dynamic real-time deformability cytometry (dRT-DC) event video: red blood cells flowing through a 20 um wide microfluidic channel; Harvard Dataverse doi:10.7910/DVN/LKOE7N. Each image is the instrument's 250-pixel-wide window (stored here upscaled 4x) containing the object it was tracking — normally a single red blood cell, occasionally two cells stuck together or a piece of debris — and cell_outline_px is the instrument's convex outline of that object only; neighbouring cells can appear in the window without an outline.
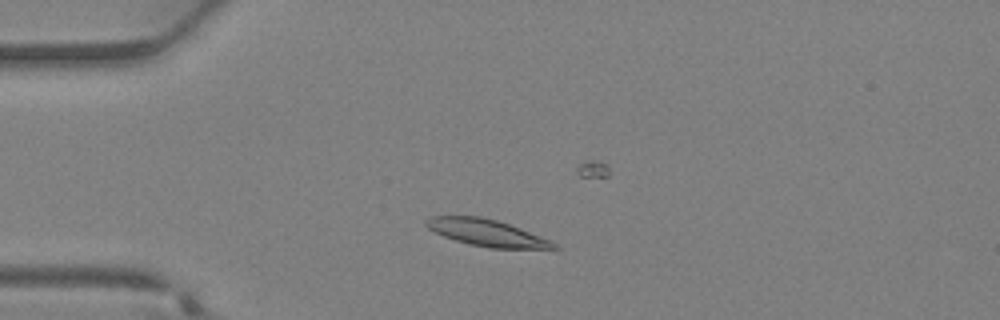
{"species": "Egyptian fruit bat (a non-hibernating species)", "species_latin": "Rousettus aegyptiacus", "temperature_condition": "warm", "stored_images_in_passage": 30, "camera_frame_rate_fps": 3000, "um_per_image_px": 0.085, "animal": {"sex": "female"}, "frame": {"image": 1, "passage_image": 1, "time_ms": 0.0, "image_size_px": [1000, 320], "cell_outline_px": [[560, 248], [488, 248], [468, 244], [444, 236], [428, 228], [424, 224], [424, 220], [432, 216], [480, 216], [496, 220], [520, 228], [548, 240], [556, 244]], "centroid_in_image_um": [41.3, 19.78], "position_along_channel_um": 43.7, "area_um2": 19.54}}
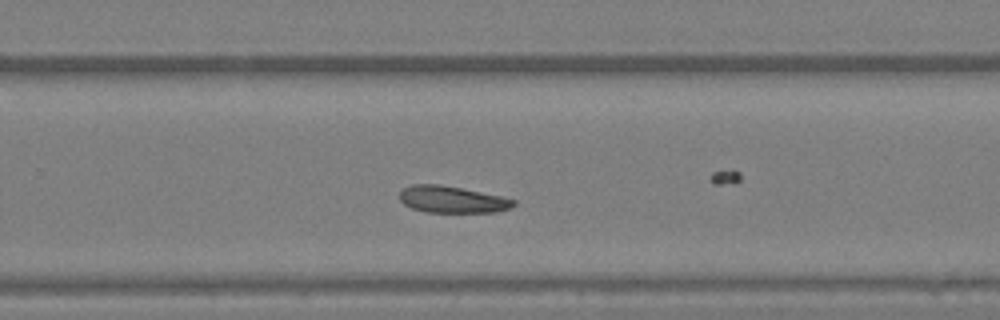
{"frame": {"image": 2, "passage_image": 16, "time_ms": 5.0, "image_size_px": [1000, 320], "cell_outline_px": [[516, 204], [508, 208], [496, 212], [424, 212], [412, 208], [404, 204], [400, 200], [400, 192], [404, 188], [412, 184], [440, 184], [500, 196], [516, 200]], "centroid_in_image_um": [38.4, 16.96], "position_along_channel_um": 291.4, "area_um2": 17.63}}
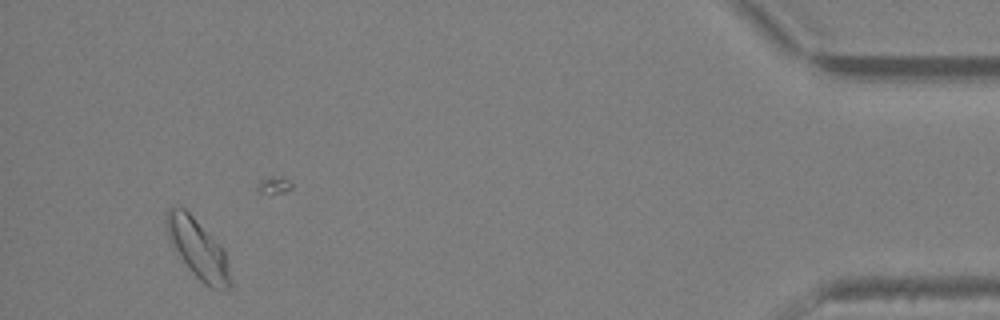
{"frame": {"image": 3, "passage_image": 27, "time_ms": 8.667, "image_size_px": [1000, 320], "cell_outline_px": [[232, 284], [228, 288], [208, 288], [192, 272], [172, 244], [168, 236], [164, 220], [164, 216], [168, 208], [184, 208], [224, 248], [228, 264]], "centroid_in_image_um": [16.83, 21.14], "position_along_channel_um": 418.4, "area_um2": 21.68}}